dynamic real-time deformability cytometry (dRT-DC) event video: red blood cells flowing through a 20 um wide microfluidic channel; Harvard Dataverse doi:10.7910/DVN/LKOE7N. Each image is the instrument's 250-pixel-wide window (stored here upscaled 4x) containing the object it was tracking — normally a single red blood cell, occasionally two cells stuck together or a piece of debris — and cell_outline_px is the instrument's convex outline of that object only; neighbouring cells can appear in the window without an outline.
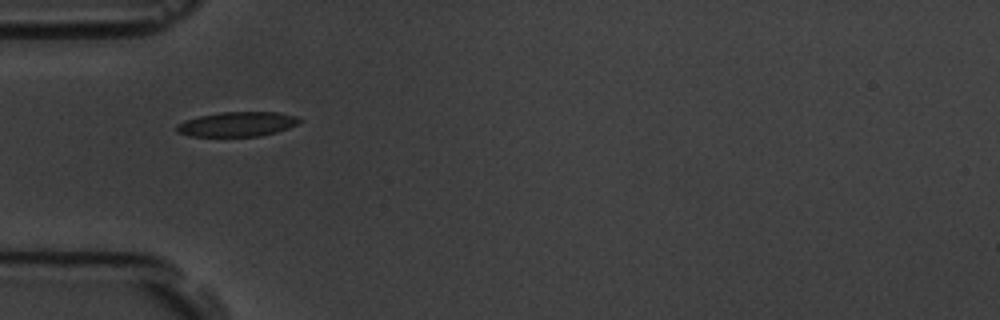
{"species": "common noctule bat (a hibernating species)", "species_latin": "Nyctalus noctula", "temperature_condition": "room temperature", "stored_images_in_passage": 6, "camera_frame_rate_fps": 3000, "um_per_image_px": 0.085, "animal": {"sex": "male", "body_mass_g": 19.5, "forearm_length_mm": 54.6}, "frame": {"image": 1, "passage_image": 5, "time_ms": 4.667, "image_size_px": [1000, 320], "cell_outline_px": [[300, 120], [296, 124], [288, 128], [276, 132], [260, 136], [188, 136], [176, 132], [176, 124], [184, 120], [200, 116], [220, 112], [280, 112], [296, 116]], "centroid_in_image_um": [20.12, 10.55], "position_along_channel_um": 64.9, "area_um2": 17.63}}
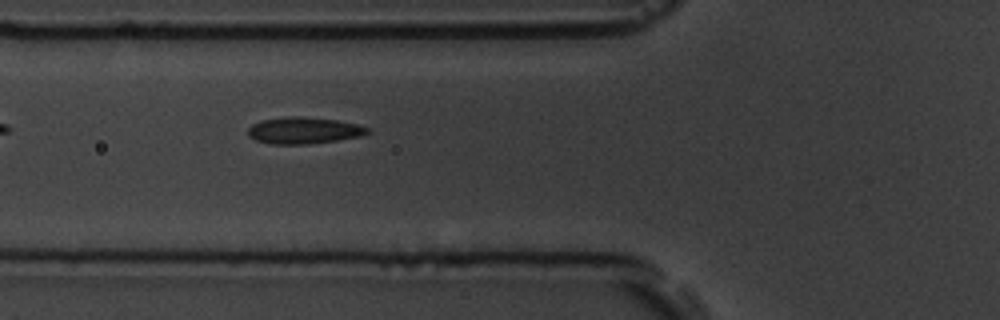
{"frame": {"image": 2, "passage_image": 6, "time_ms": 5.667, "image_size_px": [1000, 320], "cell_outline_px": [[372, 132], [360, 136], [336, 140], [308, 144], [268, 144], [256, 140], [248, 136], [248, 128], [252, 124], [260, 120], [288, 116], [304, 116], [336, 120], [360, 124], [372, 128]], "centroid_in_image_um": [25.85, 11.08], "position_along_channel_um": 100.0, "area_um2": 18.84}}